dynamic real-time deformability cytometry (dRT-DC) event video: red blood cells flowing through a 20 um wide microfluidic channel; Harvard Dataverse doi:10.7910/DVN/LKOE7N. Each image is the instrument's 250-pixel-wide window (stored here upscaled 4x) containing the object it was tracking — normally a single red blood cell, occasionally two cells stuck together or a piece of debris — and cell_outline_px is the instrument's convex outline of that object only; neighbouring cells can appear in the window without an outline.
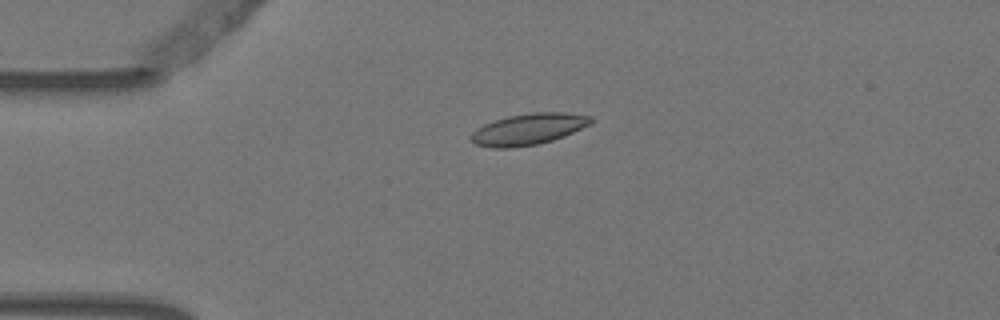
{"species": "Egyptian fruit bat (a non-hibernating species)", "species_latin": "Rousettus aegyptiacus", "temperature_condition": "warm", "stored_images_in_passage": 5, "camera_frame_rate_fps": 3000, "um_per_image_px": 0.085, "animal": {"sex": "female"}, "frame": {"image": 1, "passage_image": 3, "time_ms": 0.667, "image_size_px": [1000, 320], "cell_outline_px": [[596, 120], [592, 124], [564, 136], [552, 140], [536, 144], [512, 148], [492, 148], [476, 144], [472, 140], [472, 132], [476, 128], [484, 124], [508, 116], [532, 112], [568, 112], [592, 116]], "centroid_in_image_um": [44.98, 10.96], "position_along_channel_um": 40.0, "area_um2": 21.96}}
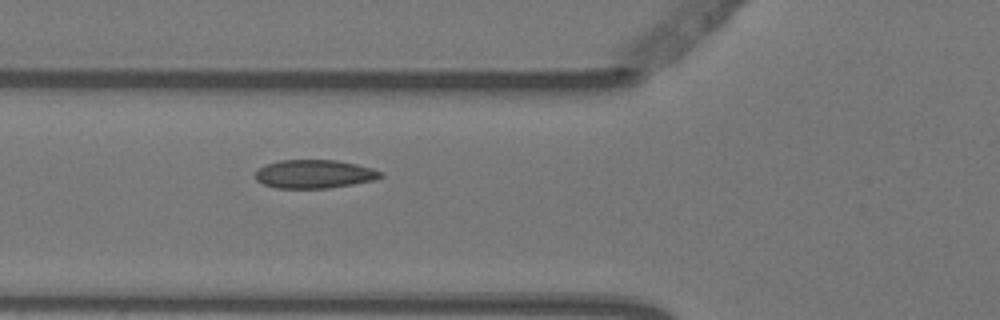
{"frame": {"image": 2, "passage_image": 5, "time_ms": 1.333, "image_size_px": [1000, 320], "cell_outline_px": [[384, 176], [376, 180], [328, 188], [276, 188], [264, 184], [256, 180], [256, 172], [260, 168], [268, 164], [280, 160], [336, 160], [356, 164], [372, 168], [384, 172]], "centroid_in_image_um": [26.77, 14.79], "position_along_channel_um": 99.0, "area_um2": 20.75}}